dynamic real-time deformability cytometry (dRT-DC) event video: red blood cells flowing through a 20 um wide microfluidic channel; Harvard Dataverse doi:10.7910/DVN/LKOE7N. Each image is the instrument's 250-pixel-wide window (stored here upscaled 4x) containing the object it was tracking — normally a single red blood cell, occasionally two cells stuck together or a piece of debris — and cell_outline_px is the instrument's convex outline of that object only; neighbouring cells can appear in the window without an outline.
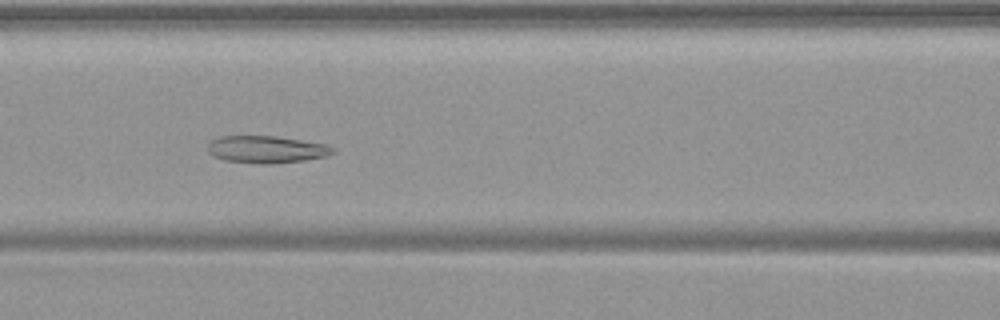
{"species": "common noctule bat (a hibernating species)", "species_latin": "Nyctalus noctula", "temperature_condition": "warm", "stored_images_in_passage": 41, "camera_frame_rate_fps": 3000, "um_per_image_px": 0.085, "animal": {"sex": "female", "body_mass_g": 19.9}, "frame": {"image": 1, "passage_image": 13, "time_ms": 4.0, "image_size_px": [1000, 320], "cell_outline_px": [[336, 152], [324, 156], [304, 160], [268, 164], [256, 164], [224, 160], [212, 156], [208, 152], [208, 144], [212, 140], [220, 136], [276, 136], [328, 144], [336, 148]], "centroid_in_image_um": [22.65, 12.7], "position_along_channel_um": 143.9, "area_um2": 20.0}}
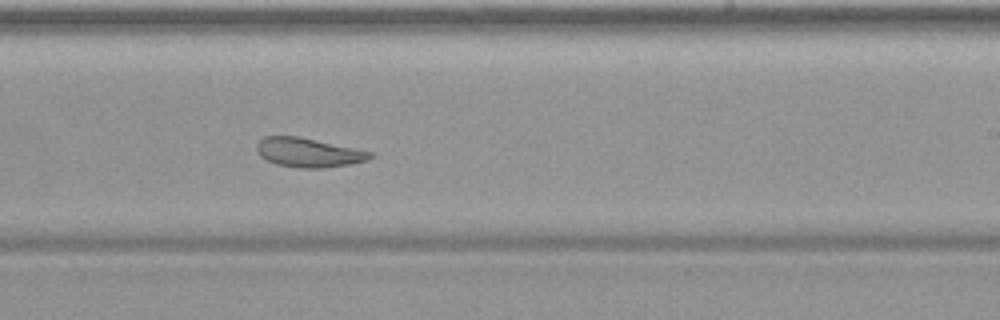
{"frame": {"image": 2, "passage_image": 22, "time_ms": 7.0, "image_size_px": [1000, 320], "cell_outline_px": [[372, 156], [368, 160], [348, 164], [324, 168], [296, 168], [276, 164], [260, 156], [256, 152], [256, 144], [264, 136], [296, 136], [372, 152]], "centroid_in_image_um": [26.16, 12.97], "position_along_channel_um": 262.8, "area_um2": 19.07}}
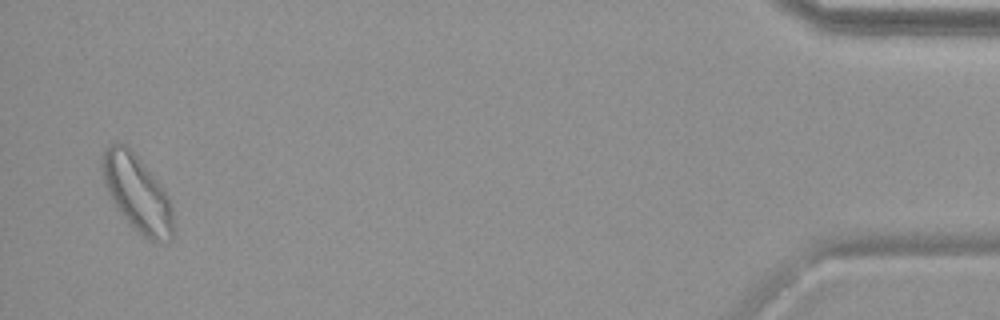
{"frame": {"image": 3, "passage_image": 40, "time_ms": 13.0, "image_size_px": [1000, 320], "cell_outline_px": [[172, 240], [148, 240], [116, 208], [108, 192], [100, 168], [100, 156], [104, 148], [108, 144], [116, 140], [124, 144], [136, 156], [164, 188], [168, 196], [172, 208]], "centroid_in_image_um": [11.6, 16.35], "position_along_channel_um": 423.6, "area_um2": 31.15}}